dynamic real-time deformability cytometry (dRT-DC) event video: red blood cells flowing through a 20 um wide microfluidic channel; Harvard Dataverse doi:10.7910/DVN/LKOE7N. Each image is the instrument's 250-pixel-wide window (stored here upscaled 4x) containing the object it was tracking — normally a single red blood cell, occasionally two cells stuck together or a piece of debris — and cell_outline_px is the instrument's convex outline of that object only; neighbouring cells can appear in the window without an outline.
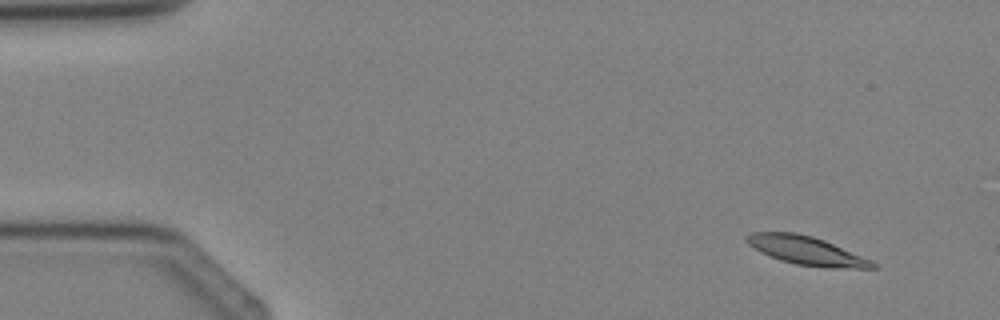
{"species": "Egyptian fruit bat (a non-hibernating species)", "species_latin": "Rousettus aegyptiacus", "temperature_condition": "cold", "stored_images_in_passage": 3, "camera_frame_rate_fps": 3000, "um_per_image_px": 0.085, "animal": {"sex": "female"}, "frame": {"image": 1, "passage_image": 1, "time_ms": 0.0, "image_size_px": [1000, 320], "cell_outline_px": [[876, 268], [828, 268], [796, 264], [780, 260], [748, 244], [744, 240], [744, 236], [752, 232], [796, 232], [812, 236], [824, 240], [872, 260], [876, 264]], "centroid_in_image_um": [68.56, 21.29], "position_along_channel_um": 16.4, "area_um2": 20.75}}